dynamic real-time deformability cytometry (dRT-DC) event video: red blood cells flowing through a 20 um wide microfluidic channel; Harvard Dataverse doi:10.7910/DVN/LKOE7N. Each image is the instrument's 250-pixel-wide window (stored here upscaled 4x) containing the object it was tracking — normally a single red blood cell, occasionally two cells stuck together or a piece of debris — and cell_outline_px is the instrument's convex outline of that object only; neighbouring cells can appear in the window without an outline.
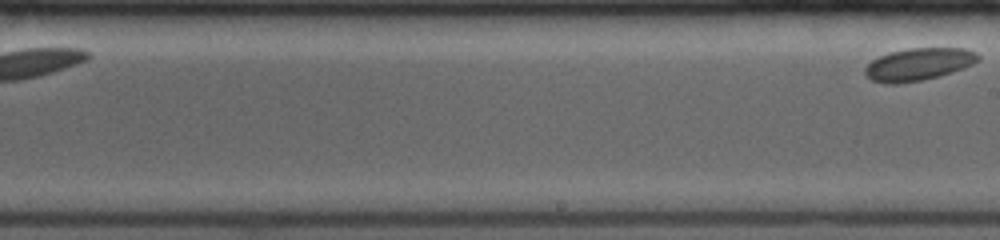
{"species": "common noctule bat (a hibernating species)", "species_latin": "Nyctalus noctula", "temperature_condition": "room temperature", "stored_images_in_passage": 10, "segment_of_instrument_passage": [2, 2], "camera_frame_rate_fps": 4000, "um_per_image_px": 0.085, "animal": {"sex": "female", "body_mass_g": 19.0, "forearm_length_mm": 53.3}, "frame": {"image": 1, "passage_image": 10, "time_ms": 6.0, "image_size_px": [1000, 240], "cell_outline_px": [[980, 60], [964, 68], [940, 76], [924, 80], [896, 84], [884, 84], [872, 80], [864, 76], [864, 68], [872, 60], [880, 56], [892, 52], [908, 48], [968, 48], [976, 52], [980, 56]], "centroid_in_image_um": [78.08, 5.47], "position_along_channel_um": 210.9, "area_um2": 21.62}}